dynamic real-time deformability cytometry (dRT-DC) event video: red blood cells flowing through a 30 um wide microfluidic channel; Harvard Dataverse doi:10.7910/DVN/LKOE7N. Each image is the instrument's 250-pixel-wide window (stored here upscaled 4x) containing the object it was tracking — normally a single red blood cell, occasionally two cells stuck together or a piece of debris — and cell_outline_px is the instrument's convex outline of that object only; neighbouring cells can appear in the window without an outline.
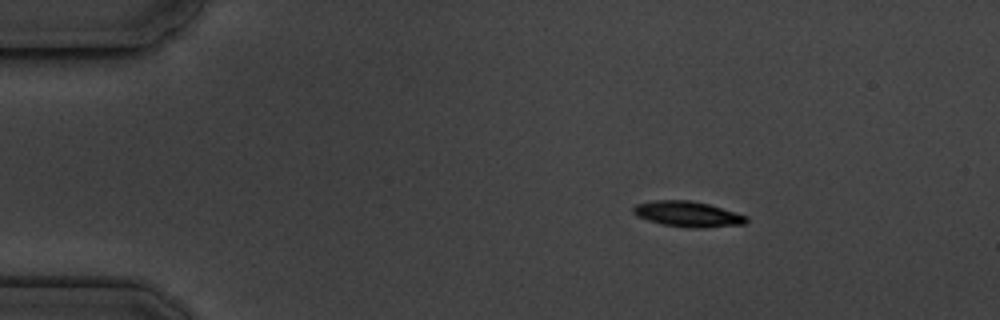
{"species": "common noctule bat (a hibernating species)", "species_latin": "Nyctalus noctula", "temperature_condition": "cold", "stored_images_in_passage": 3, "camera_frame_rate_fps": 3000, "um_per_image_px": 0.085, "animal": {"sex": "male", "body_mass_g": 19.5, "forearm_length_mm": 54.6}, "frame": {"image": 1, "passage_image": 1, "time_ms": 0.0, "image_size_px": [1000, 320], "cell_outline_px": [[748, 220], [744, 224], [704, 228], [692, 228], [664, 224], [648, 220], [636, 216], [632, 212], [632, 208], [636, 204], [656, 200], [692, 200], [708, 204], [736, 212], [748, 216]], "centroid_in_image_um": [58.47, 18.19], "position_along_channel_um": 26.5, "area_um2": 16.82}}